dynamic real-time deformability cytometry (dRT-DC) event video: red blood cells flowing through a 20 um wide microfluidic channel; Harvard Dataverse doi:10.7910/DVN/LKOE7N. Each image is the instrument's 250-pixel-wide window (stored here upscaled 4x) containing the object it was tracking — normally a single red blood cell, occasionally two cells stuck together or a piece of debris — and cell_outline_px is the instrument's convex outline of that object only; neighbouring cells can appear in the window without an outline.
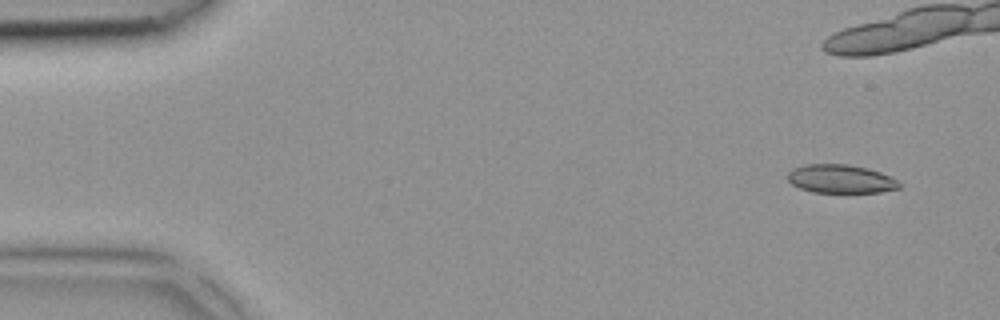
{"species": "common noctule bat (a hibernating species)", "species_latin": "Nyctalus noctula", "temperature_condition": "room temperature", "stored_images_in_passage": 5, "camera_frame_rate_fps": 3000, "um_per_image_px": 0.085, "animal": {"sex": "female", "body_mass_g": 18.4}, "frame": {"image": 1, "passage_image": 1, "time_ms": 0.0, "image_size_px": [1000, 320], "cell_outline_px": [[900, 188], [880, 192], [812, 192], [800, 188], [792, 184], [788, 180], [788, 172], [792, 168], [804, 164], [848, 164], [868, 168], [880, 172], [900, 180]], "centroid_in_image_um": [71.47, 15.2], "position_along_channel_um": 13.5, "area_um2": 18.67}}